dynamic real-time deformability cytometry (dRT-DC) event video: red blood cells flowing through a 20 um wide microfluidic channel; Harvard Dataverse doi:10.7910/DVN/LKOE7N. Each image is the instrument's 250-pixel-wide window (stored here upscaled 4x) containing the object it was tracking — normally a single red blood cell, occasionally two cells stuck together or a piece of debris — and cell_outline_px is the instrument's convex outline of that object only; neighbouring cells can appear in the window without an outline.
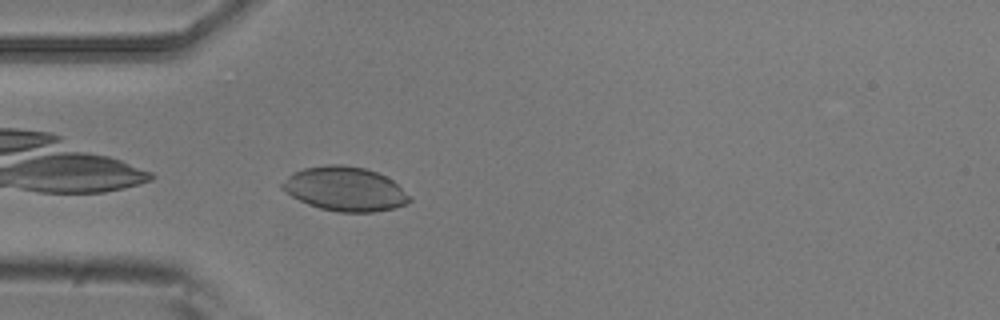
{"species": "common noctule bat (a hibernating species)", "species_latin": "Nyctalus noctula", "temperature_condition": "room temperature", "stored_images_in_passage": 3, "camera_frame_rate_fps": 3000, "um_per_image_px": 0.085, "animal": {"sex": "male", "body_mass_g": 20.5, "forearm_length_mm": 52.5}, "frame": {"image": 1, "passage_image": 3, "time_ms": 0.667, "image_size_px": [1000, 320], "cell_outline_px": [[412, 200], [408, 204], [376, 212], [336, 212], [320, 208], [308, 204], [292, 196], [280, 188], [280, 184], [292, 172], [304, 168], [328, 164], [344, 164], [364, 168], [376, 172], [392, 180], [412, 196]], "centroid_in_image_um": [29.33, 16.06], "position_along_channel_um": 55.7, "area_um2": 32.95}}